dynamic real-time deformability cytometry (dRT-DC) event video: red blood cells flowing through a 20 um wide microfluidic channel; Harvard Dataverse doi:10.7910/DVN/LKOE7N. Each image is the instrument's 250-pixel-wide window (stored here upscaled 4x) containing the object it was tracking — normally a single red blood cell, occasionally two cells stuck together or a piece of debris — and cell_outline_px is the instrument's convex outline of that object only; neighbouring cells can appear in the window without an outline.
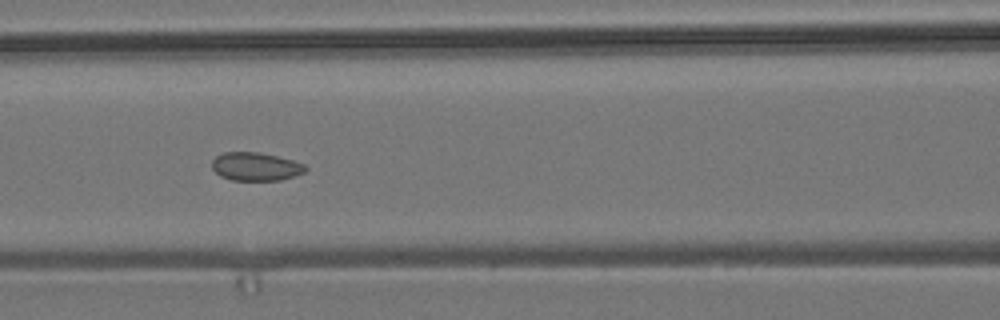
{"species": "common noctule bat (a hibernating species)", "species_latin": "Nyctalus noctula", "temperature_condition": "room temperature", "stored_images_in_passage": 14, "camera_frame_rate_fps": 3000, "um_per_image_px": 0.085, "animal": {"sex": "male", "body_mass_g": 19.2, "forearm_length_mm": 51.8}, "frame": {"image": 1, "passage_image": 7, "time_ms": 7.667, "image_size_px": [1000, 320], "cell_outline_px": [[308, 168], [304, 172], [296, 176], [280, 180], [232, 180], [220, 176], [212, 168], [212, 160], [216, 156], [224, 152], [260, 152], [292, 160], [304, 164]], "centroid_in_image_um": [21.73, 14.16], "position_along_channel_um": 144.9, "area_um2": 15.43}}
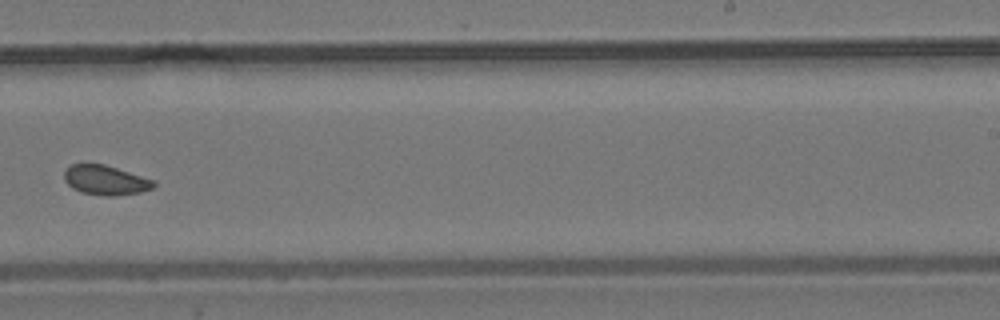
{"frame": {"image": 2, "passage_image": 10, "time_ms": 11.333, "image_size_px": [1000, 320], "cell_outline_px": [[156, 184], [152, 188], [140, 192], [116, 196], [104, 196], [80, 192], [72, 188], [64, 180], [64, 172], [72, 164], [84, 160], [104, 164], [156, 180]], "centroid_in_image_um": [8.94, 15.28], "position_along_channel_um": 280.1, "area_um2": 15.95}}
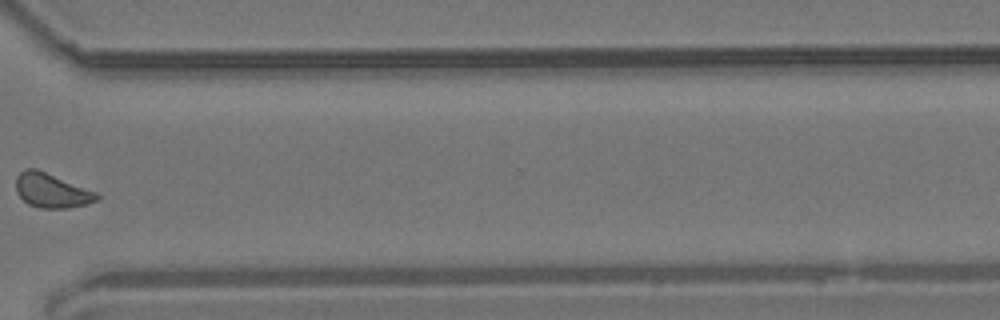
{"frame": {"image": 3, "passage_image": 12, "time_ms": 13.667, "image_size_px": [1000, 320], "cell_outline_px": [[100, 196], [96, 200], [88, 204], [68, 208], [40, 208], [28, 204], [16, 192], [16, 176], [24, 168], [36, 168], [96, 192]], "centroid_in_image_um": [4.36, 16.19], "position_along_channel_um": 366.2, "area_um2": 16.13}}